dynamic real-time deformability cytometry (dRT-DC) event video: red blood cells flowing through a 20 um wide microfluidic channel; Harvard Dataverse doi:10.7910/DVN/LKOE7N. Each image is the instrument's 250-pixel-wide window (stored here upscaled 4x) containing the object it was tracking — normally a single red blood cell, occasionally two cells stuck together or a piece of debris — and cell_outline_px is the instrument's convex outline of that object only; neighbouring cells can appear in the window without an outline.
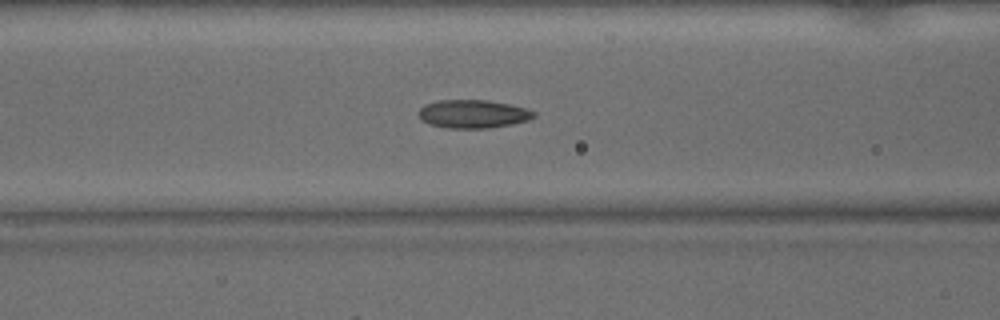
{"species": "common noctule bat (a hibernating species)", "species_latin": "Nyctalus noctula", "temperature_condition": "warm", "stored_images_in_passage": 27, "camera_frame_rate_fps": 3000, "um_per_image_px": 0.085, "animal": {"sex": "male", "body_mass_g": 15.6}, "frame": {"image": 1, "passage_image": 6, "time_ms": 1.667, "image_size_px": [1000, 320], "cell_outline_px": [[536, 116], [528, 120], [512, 124], [488, 128], [448, 128], [428, 124], [420, 120], [416, 112], [424, 104], [436, 100], [488, 100], [508, 104], [524, 108], [536, 112]], "centroid_in_image_um": [40.14, 9.68], "position_along_channel_um": 126.5, "area_um2": 19.19}}
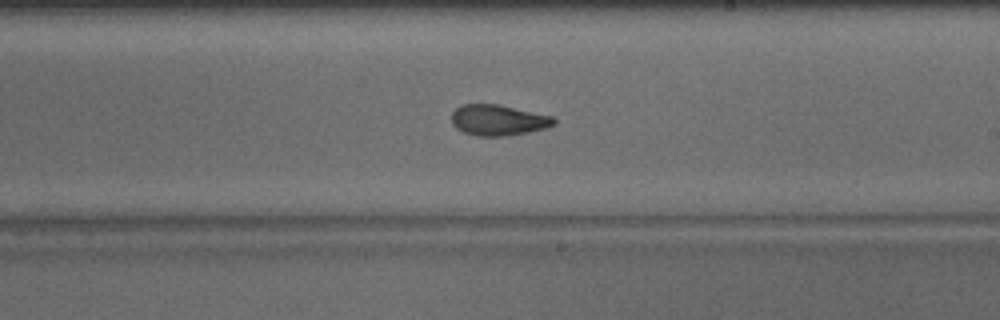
{"frame": {"image": 2, "passage_image": 15, "time_ms": 4.667, "image_size_px": [1000, 320], "cell_outline_px": [[556, 124], [544, 128], [528, 132], [504, 136], [476, 136], [464, 132], [456, 128], [452, 124], [452, 112], [456, 108], [464, 104], [496, 104], [552, 116], [556, 120]], "centroid_in_image_um": [42.33, 10.21], "position_along_channel_um": 246.7, "area_um2": 18.21}}
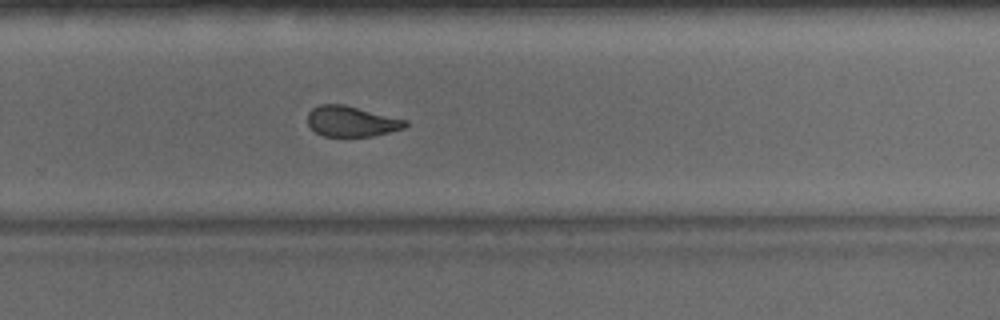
{"frame": {"image": 3, "passage_image": 19, "time_ms": 6.0, "image_size_px": [1000, 320], "cell_outline_px": [[408, 124], [404, 128], [372, 136], [324, 136], [316, 132], [308, 124], [308, 112], [312, 108], [320, 104], [344, 104], [408, 120]], "centroid_in_image_um": [29.88, 10.3], "position_along_channel_um": 299.9, "area_um2": 17.34}, "authors_computed_cell_mechanics": {"area_um2": 18.5538, "velocity_mm_per_s": 4.0146, "shape_relaxation_time_tau1_ms": 8.5328, "shape_relaxation_time_tau2_ms": 1.782, "deformation_change_tau1": 0.219, "deformation_change_tau2": 0.0918}}